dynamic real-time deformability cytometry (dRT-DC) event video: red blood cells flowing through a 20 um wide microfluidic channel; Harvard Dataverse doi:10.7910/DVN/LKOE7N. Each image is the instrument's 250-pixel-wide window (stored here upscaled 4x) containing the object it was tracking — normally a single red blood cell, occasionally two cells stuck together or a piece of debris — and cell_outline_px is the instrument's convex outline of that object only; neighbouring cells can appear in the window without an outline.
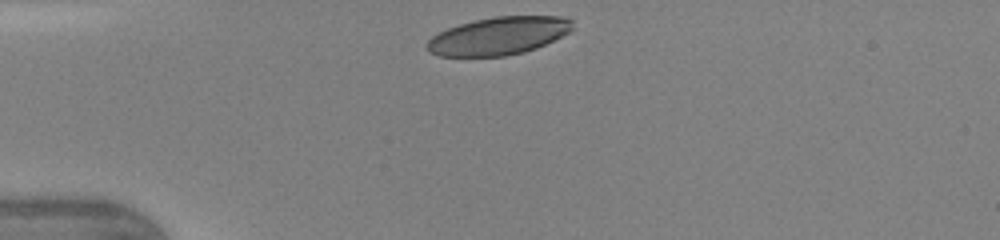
{"species": "human", "species_latin": "Homo sapiens", "temperature_condition": "warm", "stored_images_in_passage": 29, "camera_frame_rate_fps": 3000, "um_per_image_px": 0.085, "donor": {"sex": "female"}, "frame": {"image": 1, "passage_image": 1, "time_ms": 0.0, "image_size_px": [1000, 240], "cell_outline_px": [[572, 28], [568, 32], [536, 48], [524, 52], [504, 56], [440, 56], [428, 52], [428, 40], [432, 36], [448, 28], [460, 24], [476, 20], [496, 16], [568, 16], [572, 20]], "centroid_in_image_um": [42.38, 3.04], "position_along_channel_um": 42.6, "area_um2": 31.79}}
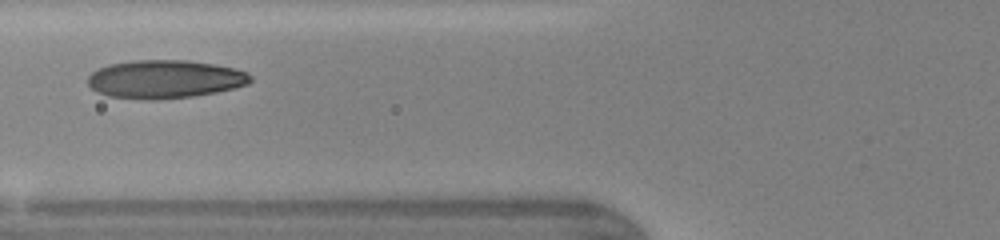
{"frame": {"image": 2, "passage_image": 8, "time_ms": 2.333, "image_size_px": [1000, 240], "cell_outline_px": [[252, 80], [248, 84], [216, 92], [192, 96], [156, 100], [148, 100], [108, 96], [96, 92], [88, 84], [88, 76], [92, 72], [108, 64], [132, 60], [188, 60], [236, 68], [248, 72], [252, 76]], "centroid_in_image_um": [14.01, 6.73], "position_along_channel_um": 111.8, "area_um2": 36.41}}
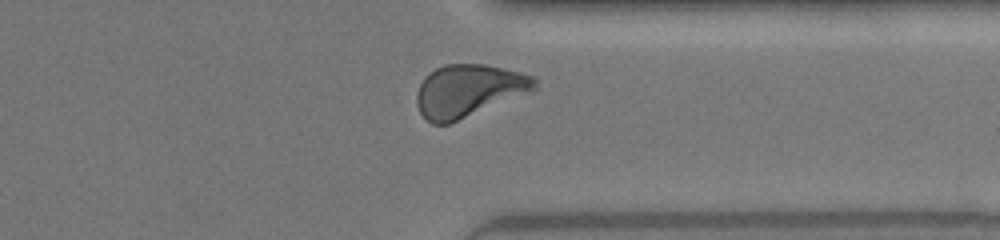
{"frame": {"image": 3, "passage_image": 26, "time_ms": 8.333, "image_size_px": [1000, 240], "cell_outline_px": [[536, 88], [532, 92], [448, 124], [432, 124], [420, 112], [416, 104], [416, 92], [424, 76], [428, 72], [444, 64], [484, 64], [520, 72], [536, 76]], "centroid_in_image_um": [39.83, 7.7], "position_along_channel_um": 371.6, "area_um2": 36.24}, "authors_computed_cell_mechanics": {"area_um2": 35.2002, "velocity_mm_per_s": 4.3299, "shape_relaxation_time_tau1_ms": 2.4488, "shape_relaxation_time_tau2_ms": 0.7862, "deformation_change_tau1": 0.1511, "deformation_change_tau2": 0.0624}}